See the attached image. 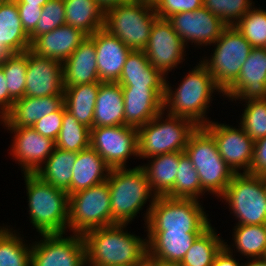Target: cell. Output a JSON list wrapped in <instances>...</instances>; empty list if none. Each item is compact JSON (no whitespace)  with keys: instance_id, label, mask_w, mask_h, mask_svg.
Instances as JSON below:
<instances>
[{"instance_id":"cell-11","label":"cell","mask_w":266,"mask_h":266,"mask_svg":"<svg viewBox=\"0 0 266 266\" xmlns=\"http://www.w3.org/2000/svg\"><path fill=\"white\" fill-rule=\"evenodd\" d=\"M213 44L212 57L201 63L224 92L239 76L253 47L234 26H227Z\"/></svg>"},{"instance_id":"cell-21","label":"cell","mask_w":266,"mask_h":266,"mask_svg":"<svg viewBox=\"0 0 266 266\" xmlns=\"http://www.w3.org/2000/svg\"><path fill=\"white\" fill-rule=\"evenodd\" d=\"M89 37L94 41L96 48L100 82H117L126 58L132 50L104 28L97 30Z\"/></svg>"},{"instance_id":"cell-35","label":"cell","mask_w":266,"mask_h":266,"mask_svg":"<svg viewBox=\"0 0 266 266\" xmlns=\"http://www.w3.org/2000/svg\"><path fill=\"white\" fill-rule=\"evenodd\" d=\"M90 146V128L78 122L70 114L64 104V115L59 135L55 141V147L78 153Z\"/></svg>"},{"instance_id":"cell-12","label":"cell","mask_w":266,"mask_h":266,"mask_svg":"<svg viewBox=\"0 0 266 266\" xmlns=\"http://www.w3.org/2000/svg\"><path fill=\"white\" fill-rule=\"evenodd\" d=\"M41 234L40 242L31 249V266H86L84 236L75 234Z\"/></svg>"},{"instance_id":"cell-19","label":"cell","mask_w":266,"mask_h":266,"mask_svg":"<svg viewBox=\"0 0 266 266\" xmlns=\"http://www.w3.org/2000/svg\"><path fill=\"white\" fill-rule=\"evenodd\" d=\"M223 95L232 101L266 99V48H252L239 76Z\"/></svg>"},{"instance_id":"cell-49","label":"cell","mask_w":266,"mask_h":266,"mask_svg":"<svg viewBox=\"0 0 266 266\" xmlns=\"http://www.w3.org/2000/svg\"><path fill=\"white\" fill-rule=\"evenodd\" d=\"M233 250L231 252V248L224 242V246L221 250L216 254L212 266H243L233 258Z\"/></svg>"},{"instance_id":"cell-32","label":"cell","mask_w":266,"mask_h":266,"mask_svg":"<svg viewBox=\"0 0 266 266\" xmlns=\"http://www.w3.org/2000/svg\"><path fill=\"white\" fill-rule=\"evenodd\" d=\"M66 25L88 36L104 28L105 11L96 0H64Z\"/></svg>"},{"instance_id":"cell-17","label":"cell","mask_w":266,"mask_h":266,"mask_svg":"<svg viewBox=\"0 0 266 266\" xmlns=\"http://www.w3.org/2000/svg\"><path fill=\"white\" fill-rule=\"evenodd\" d=\"M62 63L38 56L27 50V72L24 96L45 97L64 95Z\"/></svg>"},{"instance_id":"cell-8","label":"cell","mask_w":266,"mask_h":266,"mask_svg":"<svg viewBox=\"0 0 266 266\" xmlns=\"http://www.w3.org/2000/svg\"><path fill=\"white\" fill-rule=\"evenodd\" d=\"M157 18L153 6L134 0L106 10L104 29L129 49L143 51Z\"/></svg>"},{"instance_id":"cell-56","label":"cell","mask_w":266,"mask_h":266,"mask_svg":"<svg viewBox=\"0 0 266 266\" xmlns=\"http://www.w3.org/2000/svg\"><path fill=\"white\" fill-rule=\"evenodd\" d=\"M264 189H265V193H266V176L264 177Z\"/></svg>"},{"instance_id":"cell-4","label":"cell","mask_w":266,"mask_h":266,"mask_svg":"<svg viewBox=\"0 0 266 266\" xmlns=\"http://www.w3.org/2000/svg\"><path fill=\"white\" fill-rule=\"evenodd\" d=\"M112 225L128 224L151 198L152 192L145 171L139 165L132 169L112 168L108 175Z\"/></svg>"},{"instance_id":"cell-22","label":"cell","mask_w":266,"mask_h":266,"mask_svg":"<svg viewBox=\"0 0 266 266\" xmlns=\"http://www.w3.org/2000/svg\"><path fill=\"white\" fill-rule=\"evenodd\" d=\"M87 36L80 29L65 24L38 36L31 43L30 50L38 56L63 63Z\"/></svg>"},{"instance_id":"cell-45","label":"cell","mask_w":266,"mask_h":266,"mask_svg":"<svg viewBox=\"0 0 266 266\" xmlns=\"http://www.w3.org/2000/svg\"><path fill=\"white\" fill-rule=\"evenodd\" d=\"M63 115L64 105L59 110L39 119L35 122L32 128H34L42 136L56 141L62 126Z\"/></svg>"},{"instance_id":"cell-26","label":"cell","mask_w":266,"mask_h":266,"mask_svg":"<svg viewBox=\"0 0 266 266\" xmlns=\"http://www.w3.org/2000/svg\"><path fill=\"white\" fill-rule=\"evenodd\" d=\"M147 253L160 263H180L201 233L147 231Z\"/></svg>"},{"instance_id":"cell-27","label":"cell","mask_w":266,"mask_h":266,"mask_svg":"<svg viewBox=\"0 0 266 266\" xmlns=\"http://www.w3.org/2000/svg\"><path fill=\"white\" fill-rule=\"evenodd\" d=\"M73 167L71 186L67 191L68 195L107 181L111 170L104 159L91 146L77 153Z\"/></svg>"},{"instance_id":"cell-33","label":"cell","mask_w":266,"mask_h":266,"mask_svg":"<svg viewBox=\"0 0 266 266\" xmlns=\"http://www.w3.org/2000/svg\"><path fill=\"white\" fill-rule=\"evenodd\" d=\"M77 153L54 148L53 153L35 173L41 180L65 190L71 186L72 170L76 161Z\"/></svg>"},{"instance_id":"cell-24","label":"cell","mask_w":266,"mask_h":266,"mask_svg":"<svg viewBox=\"0 0 266 266\" xmlns=\"http://www.w3.org/2000/svg\"><path fill=\"white\" fill-rule=\"evenodd\" d=\"M94 41L87 36L62 63L64 86L100 82Z\"/></svg>"},{"instance_id":"cell-28","label":"cell","mask_w":266,"mask_h":266,"mask_svg":"<svg viewBox=\"0 0 266 266\" xmlns=\"http://www.w3.org/2000/svg\"><path fill=\"white\" fill-rule=\"evenodd\" d=\"M124 125V97L117 82H101L95 102L93 128Z\"/></svg>"},{"instance_id":"cell-14","label":"cell","mask_w":266,"mask_h":266,"mask_svg":"<svg viewBox=\"0 0 266 266\" xmlns=\"http://www.w3.org/2000/svg\"><path fill=\"white\" fill-rule=\"evenodd\" d=\"M186 44L167 19L157 18L151 28L146 48L143 50L151 65L165 77L168 71L183 62ZM167 73V74H166Z\"/></svg>"},{"instance_id":"cell-43","label":"cell","mask_w":266,"mask_h":266,"mask_svg":"<svg viewBox=\"0 0 266 266\" xmlns=\"http://www.w3.org/2000/svg\"><path fill=\"white\" fill-rule=\"evenodd\" d=\"M64 0H49L43 7L36 28L29 34L31 43L40 35L65 25Z\"/></svg>"},{"instance_id":"cell-46","label":"cell","mask_w":266,"mask_h":266,"mask_svg":"<svg viewBox=\"0 0 266 266\" xmlns=\"http://www.w3.org/2000/svg\"><path fill=\"white\" fill-rule=\"evenodd\" d=\"M249 173L261 177L266 176V137L254 143L253 159Z\"/></svg>"},{"instance_id":"cell-37","label":"cell","mask_w":266,"mask_h":266,"mask_svg":"<svg viewBox=\"0 0 266 266\" xmlns=\"http://www.w3.org/2000/svg\"><path fill=\"white\" fill-rule=\"evenodd\" d=\"M12 230L0 227V266H31L32 246Z\"/></svg>"},{"instance_id":"cell-3","label":"cell","mask_w":266,"mask_h":266,"mask_svg":"<svg viewBox=\"0 0 266 266\" xmlns=\"http://www.w3.org/2000/svg\"><path fill=\"white\" fill-rule=\"evenodd\" d=\"M32 226L41 234H65L68 228L69 195L65 190L24 174Z\"/></svg>"},{"instance_id":"cell-42","label":"cell","mask_w":266,"mask_h":266,"mask_svg":"<svg viewBox=\"0 0 266 266\" xmlns=\"http://www.w3.org/2000/svg\"><path fill=\"white\" fill-rule=\"evenodd\" d=\"M252 3V0H203V7L227 26H234L253 7Z\"/></svg>"},{"instance_id":"cell-13","label":"cell","mask_w":266,"mask_h":266,"mask_svg":"<svg viewBox=\"0 0 266 266\" xmlns=\"http://www.w3.org/2000/svg\"><path fill=\"white\" fill-rule=\"evenodd\" d=\"M90 146L112 168H125L129 156L138 157L137 128L128 125L90 129Z\"/></svg>"},{"instance_id":"cell-51","label":"cell","mask_w":266,"mask_h":266,"mask_svg":"<svg viewBox=\"0 0 266 266\" xmlns=\"http://www.w3.org/2000/svg\"><path fill=\"white\" fill-rule=\"evenodd\" d=\"M132 266H160V262L146 253L139 261Z\"/></svg>"},{"instance_id":"cell-18","label":"cell","mask_w":266,"mask_h":266,"mask_svg":"<svg viewBox=\"0 0 266 266\" xmlns=\"http://www.w3.org/2000/svg\"><path fill=\"white\" fill-rule=\"evenodd\" d=\"M14 132L11 154L24 174H35L53 153L55 141L42 136L32 127H7Z\"/></svg>"},{"instance_id":"cell-52","label":"cell","mask_w":266,"mask_h":266,"mask_svg":"<svg viewBox=\"0 0 266 266\" xmlns=\"http://www.w3.org/2000/svg\"><path fill=\"white\" fill-rule=\"evenodd\" d=\"M17 5H37L43 7L49 0H15Z\"/></svg>"},{"instance_id":"cell-38","label":"cell","mask_w":266,"mask_h":266,"mask_svg":"<svg viewBox=\"0 0 266 266\" xmlns=\"http://www.w3.org/2000/svg\"><path fill=\"white\" fill-rule=\"evenodd\" d=\"M234 246L240 254L262 258L266 253V224L236 225L233 229Z\"/></svg>"},{"instance_id":"cell-31","label":"cell","mask_w":266,"mask_h":266,"mask_svg":"<svg viewBox=\"0 0 266 266\" xmlns=\"http://www.w3.org/2000/svg\"><path fill=\"white\" fill-rule=\"evenodd\" d=\"M145 171L149 186L156 196H165L174 186L179 167L180 152H171L151 157Z\"/></svg>"},{"instance_id":"cell-44","label":"cell","mask_w":266,"mask_h":266,"mask_svg":"<svg viewBox=\"0 0 266 266\" xmlns=\"http://www.w3.org/2000/svg\"><path fill=\"white\" fill-rule=\"evenodd\" d=\"M203 7V0H159L154 6L157 16L167 19L175 13L195 11Z\"/></svg>"},{"instance_id":"cell-5","label":"cell","mask_w":266,"mask_h":266,"mask_svg":"<svg viewBox=\"0 0 266 266\" xmlns=\"http://www.w3.org/2000/svg\"><path fill=\"white\" fill-rule=\"evenodd\" d=\"M146 210V231L202 233L211 225L195 199L156 196Z\"/></svg>"},{"instance_id":"cell-40","label":"cell","mask_w":266,"mask_h":266,"mask_svg":"<svg viewBox=\"0 0 266 266\" xmlns=\"http://www.w3.org/2000/svg\"><path fill=\"white\" fill-rule=\"evenodd\" d=\"M234 27L253 48H266V10L252 7Z\"/></svg>"},{"instance_id":"cell-47","label":"cell","mask_w":266,"mask_h":266,"mask_svg":"<svg viewBox=\"0 0 266 266\" xmlns=\"http://www.w3.org/2000/svg\"><path fill=\"white\" fill-rule=\"evenodd\" d=\"M23 29L29 35L37 25L42 7L37 5H17Z\"/></svg>"},{"instance_id":"cell-6","label":"cell","mask_w":266,"mask_h":266,"mask_svg":"<svg viewBox=\"0 0 266 266\" xmlns=\"http://www.w3.org/2000/svg\"><path fill=\"white\" fill-rule=\"evenodd\" d=\"M184 152L198 173L202 190L219 198L235 173L220 156L213 136L203 126H198L190 135Z\"/></svg>"},{"instance_id":"cell-9","label":"cell","mask_w":266,"mask_h":266,"mask_svg":"<svg viewBox=\"0 0 266 266\" xmlns=\"http://www.w3.org/2000/svg\"><path fill=\"white\" fill-rule=\"evenodd\" d=\"M230 210L238 219L236 225L266 224V193L264 177L235 173L224 193Z\"/></svg>"},{"instance_id":"cell-39","label":"cell","mask_w":266,"mask_h":266,"mask_svg":"<svg viewBox=\"0 0 266 266\" xmlns=\"http://www.w3.org/2000/svg\"><path fill=\"white\" fill-rule=\"evenodd\" d=\"M10 97L16 101L24 97L27 72V50L8 54L0 61Z\"/></svg>"},{"instance_id":"cell-16","label":"cell","mask_w":266,"mask_h":266,"mask_svg":"<svg viewBox=\"0 0 266 266\" xmlns=\"http://www.w3.org/2000/svg\"><path fill=\"white\" fill-rule=\"evenodd\" d=\"M175 32L186 45L192 41L198 45L215 43L227 25L205 7L195 11L175 13L167 18Z\"/></svg>"},{"instance_id":"cell-55","label":"cell","mask_w":266,"mask_h":266,"mask_svg":"<svg viewBox=\"0 0 266 266\" xmlns=\"http://www.w3.org/2000/svg\"><path fill=\"white\" fill-rule=\"evenodd\" d=\"M160 266H182L179 263H160Z\"/></svg>"},{"instance_id":"cell-30","label":"cell","mask_w":266,"mask_h":266,"mask_svg":"<svg viewBox=\"0 0 266 266\" xmlns=\"http://www.w3.org/2000/svg\"><path fill=\"white\" fill-rule=\"evenodd\" d=\"M101 82L87 83L76 86H64V104L66 110L75 119L93 128L95 102Z\"/></svg>"},{"instance_id":"cell-25","label":"cell","mask_w":266,"mask_h":266,"mask_svg":"<svg viewBox=\"0 0 266 266\" xmlns=\"http://www.w3.org/2000/svg\"><path fill=\"white\" fill-rule=\"evenodd\" d=\"M31 41L23 29L15 0L0 2V61L8 54L29 50Z\"/></svg>"},{"instance_id":"cell-20","label":"cell","mask_w":266,"mask_h":266,"mask_svg":"<svg viewBox=\"0 0 266 266\" xmlns=\"http://www.w3.org/2000/svg\"><path fill=\"white\" fill-rule=\"evenodd\" d=\"M124 125L139 128L163 111L165 87H122Z\"/></svg>"},{"instance_id":"cell-2","label":"cell","mask_w":266,"mask_h":266,"mask_svg":"<svg viewBox=\"0 0 266 266\" xmlns=\"http://www.w3.org/2000/svg\"><path fill=\"white\" fill-rule=\"evenodd\" d=\"M179 87L173 92L169 82L165 83L163 109H169L166 114L184 117L197 126H204L207 120L206 112L211 102L213 92L222 93L207 68L200 62L183 78ZM216 90V91H215Z\"/></svg>"},{"instance_id":"cell-48","label":"cell","mask_w":266,"mask_h":266,"mask_svg":"<svg viewBox=\"0 0 266 266\" xmlns=\"http://www.w3.org/2000/svg\"><path fill=\"white\" fill-rule=\"evenodd\" d=\"M15 101L10 97L7 88V81L0 66V119H2L13 107Z\"/></svg>"},{"instance_id":"cell-23","label":"cell","mask_w":266,"mask_h":266,"mask_svg":"<svg viewBox=\"0 0 266 266\" xmlns=\"http://www.w3.org/2000/svg\"><path fill=\"white\" fill-rule=\"evenodd\" d=\"M64 105V95L45 97L24 96L13 104L11 110L0 120L5 127H32L42 117L50 115Z\"/></svg>"},{"instance_id":"cell-29","label":"cell","mask_w":266,"mask_h":266,"mask_svg":"<svg viewBox=\"0 0 266 266\" xmlns=\"http://www.w3.org/2000/svg\"><path fill=\"white\" fill-rule=\"evenodd\" d=\"M117 83L121 87H165L166 77L151 65L144 51L132 50Z\"/></svg>"},{"instance_id":"cell-36","label":"cell","mask_w":266,"mask_h":266,"mask_svg":"<svg viewBox=\"0 0 266 266\" xmlns=\"http://www.w3.org/2000/svg\"><path fill=\"white\" fill-rule=\"evenodd\" d=\"M173 188L165 195L171 198L195 199L205 193L198 173L184 151L180 152L179 167Z\"/></svg>"},{"instance_id":"cell-10","label":"cell","mask_w":266,"mask_h":266,"mask_svg":"<svg viewBox=\"0 0 266 266\" xmlns=\"http://www.w3.org/2000/svg\"><path fill=\"white\" fill-rule=\"evenodd\" d=\"M112 225L108 181L69 195L68 229L84 235L87 231Z\"/></svg>"},{"instance_id":"cell-34","label":"cell","mask_w":266,"mask_h":266,"mask_svg":"<svg viewBox=\"0 0 266 266\" xmlns=\"http://www.w3.org/2000/svg\"><path fill=\"white\" fill-rule=\"evenodd\" d=\"M214 228L210 225L193 242L179 263L182 266H212L216 254L224 246Z\"/></svg>"},{"instance_id":"cell-53","label":"cell","mask_w":266,"mask_h":266,"mask_svg":"<svg viewBox=\"0 0 266 266\" xmlns=\"http://www.w3.org/2000/svg\"><path fill=\"white\" fill-rule=\"evenodd\" d=\"M249 260L250 261L248 263L243 264V266H266V259L264 257L252 258V260Z\"/></svg>"},{"instance_id":"cell-50","label":"cell","mask_w":266,"mask_h":266,"mask_svg":"<svg viewBox=\"0 0 266 266\" xmlns=\"http://www.w3.org/2000/svg\"><path fill=\"white\" fill-rule=\"evenodd\" d=\"M99 6L104 10H108L112 7L130 3L134 0H96Z\"/></svg>"},{"instance_id":"cell-41","label":"cell","mask_w":266,"mask_h":266,"mask_svg":"<svg viewBox=\"0 0 266 266\" xmlns=\"http://www.w3.org/2000/svg\"><path fill=\"white\" fill-rule=\"evenodd\" d=\"M240 126L255 142L266 137V99L247 100Z\"/></svg>"},{"instance_id":"cell-1","label":"cell","mask_w":266,"mask_h":266,"mask_svg":"<svg viewBox=\"0 0 266 266\" xmlns=\"http://www.w3.org/2000/svg\"><path fill=\"white\" fill-rule=\"evenodd\" d=\"M115 224L87 231L84 236L88 266H132L147 253V239Z\"/></svg>"},{"instance_id":"cell-54","label":"cell","mask_w":266,"mask_h":266,"mask_svg":"<svg viewBox=\"0 0 266 266\" xmlns=\"http://www.w3.org/2000/svg\"><path fill=\"white\" fill-rule=\"evenodd\" d=\"M136 1L146 3V4L151 5L153 7L159 2V0H136Z\"/></svg>"},{"instance_id":"cell-15","label":"cell","mask_w":266,"mask_h":266,"mask_svg":"<svg viewBox=\"0 0 266 266\" xmlns=\"http://www.w3.org/2000/svg\"><path fill=\"white\" fill-rule=\"evenodd\" d=\"M215 139L218 152L234 173H249L253 159L254 141L239 129L210 121L203 126Z\"/></svg>"},{"instance_id":"cell-7","label":"cell","mask_w":266,"mask_h":266,"mask_svg":"<svg viewBox=\"0 0 266 266\" xmlns=\"http://www.w3.org/2000/svg\"><path fill=\"white\" fill-rule=\"evenodd\" d=\"M164 113V110L161 111L155 118L137 128L139 159L184 151L190 135L198 127L190 119L171 114L162 120Z\"/></svg>"}]
</instances>
